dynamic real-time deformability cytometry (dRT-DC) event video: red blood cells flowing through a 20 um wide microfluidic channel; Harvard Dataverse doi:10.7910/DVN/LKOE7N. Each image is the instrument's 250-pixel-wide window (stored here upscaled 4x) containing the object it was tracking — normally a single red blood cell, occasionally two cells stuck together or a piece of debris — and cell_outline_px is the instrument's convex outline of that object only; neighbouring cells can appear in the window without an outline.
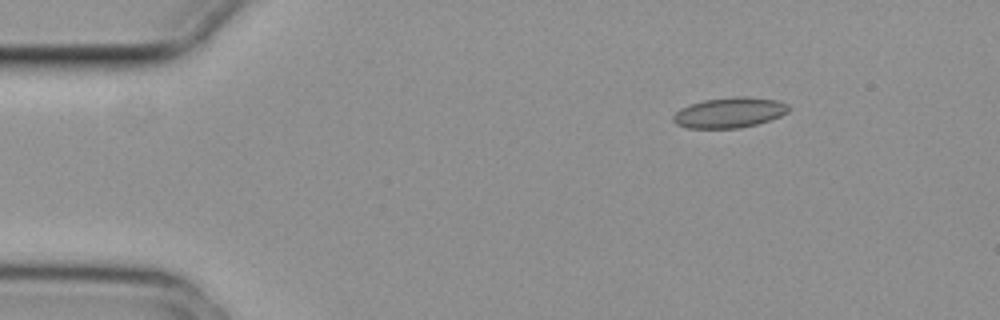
{"species": "common noctule bat (a hibernating species)", "species_latin": "Nyctalus noctula", "temperature_condition": "cold", "stored_images_in_passage": 5, "camera_frame_rate_fps": 3000, "um_per_image_px": 0.085, "animal": {"sex": "female", "body_mass_g": 29.2, "forearm_length_mm": 56.3}, "frame": {"image": 1, "passage_image": 2, "time_ms": 0.333, "image_size_px": [1000, 320], "cell_outline_px": [[792, 108], [788, 112], [780, 116], [756, 124], [740, 128], [688, 128], [676, 124], [672, 120], [672, 116], [680, 108], [704, 100], [732, 96], [744, 96], [780, 100], [788, 104]], "centroid_in_image_um": [62.03, 9.56], "position_along_channel_um": 23.0, "area_um2": 20.58}}